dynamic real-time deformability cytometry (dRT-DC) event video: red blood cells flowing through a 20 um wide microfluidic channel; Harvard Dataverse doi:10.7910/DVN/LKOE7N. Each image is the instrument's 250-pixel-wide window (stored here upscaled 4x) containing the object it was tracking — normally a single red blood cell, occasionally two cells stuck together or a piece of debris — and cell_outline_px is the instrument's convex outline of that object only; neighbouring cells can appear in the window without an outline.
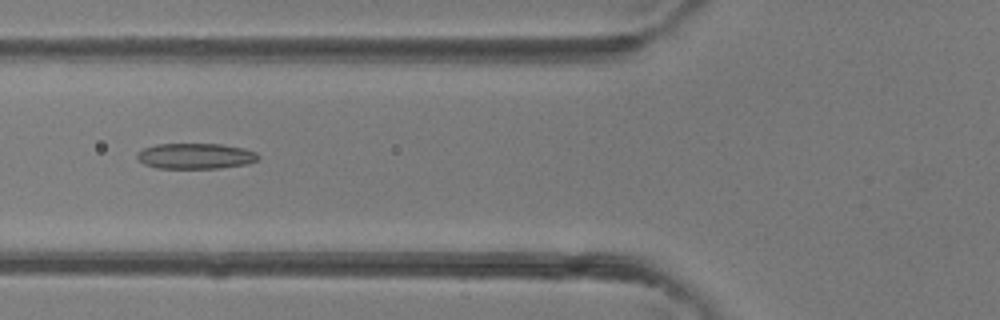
{"species": "common noctule bat (a hibernating species)", "species_latin": "Nyctalus noctula", "temperature_condition": "room temperature", "stored_images_in_passage": 33, "camera_frame_rate_fps": 3000, "um_per_image_px": 0.085, "animal": {"sex": "female"}, "frame": {"image": 1, "passage_image": 8, "time_ms": 2.333, "image_size_px": [1000, 320], "cell_outline_px": [[260, 156], [256, 160], [248, 164], [220, 168], [156, 168], [144, 164], [136, 156], [136, 152], [144, 148], [156, 144], [220, 144], [244, 148], [256, 152]], "centroid_in_image_um": [16.61, 13.26], "position_along_channel_um": 109.2, "area_um2": 18.15}}
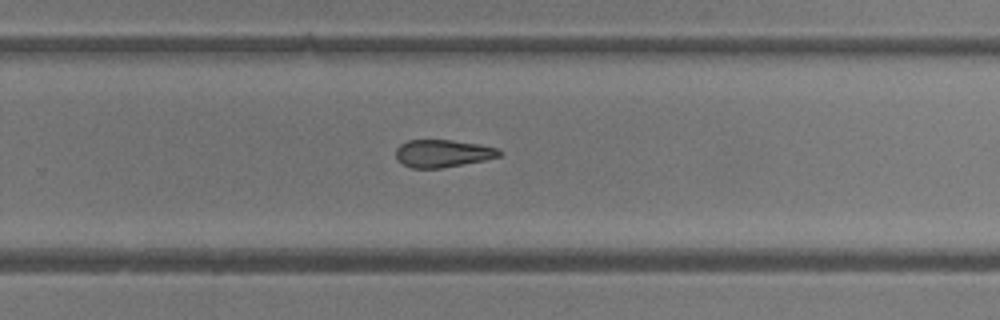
{"frame": {"image": 2, "passage_image": 19, "time_ms": 6.0, "image_size_px": [1000, 320], "cell_outline_px": [[504, 152], [500, 156], [484, 160], [440, 168], [412, 168], [400, 164], [396, 160], [396, 148], [400, 144], [408, 140], [452, 140], [480, 144], [500, 148]], "centroid_in_image_um": [37.63, 13.03], "position_along_channel_um": 292.2, "area_um2": 16.82}}
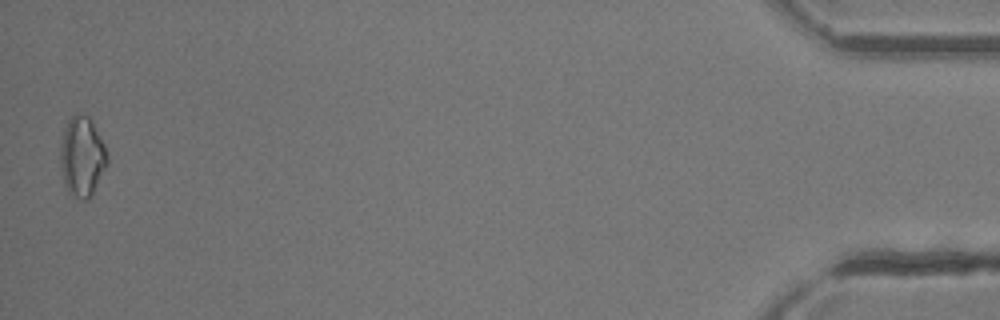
{"frame": {"image": 3, "passage_image": 33, "time_ms": 10.667, "image_size_px": [1000, 320], "cell_outline_px": [[108, 164], [88, 200], [80, 200], [68, 188], [64, 180], [60, 160], [60, 148], [64, 128], [68, 120], [76, 112], [80, 112], [88, 116], [92, 120], [104, 144], [108, 156]], "centroid_in_image_um": [6.99, 13.25], "position_along_channel_um": 428.2, "area_um2": 21.62}}